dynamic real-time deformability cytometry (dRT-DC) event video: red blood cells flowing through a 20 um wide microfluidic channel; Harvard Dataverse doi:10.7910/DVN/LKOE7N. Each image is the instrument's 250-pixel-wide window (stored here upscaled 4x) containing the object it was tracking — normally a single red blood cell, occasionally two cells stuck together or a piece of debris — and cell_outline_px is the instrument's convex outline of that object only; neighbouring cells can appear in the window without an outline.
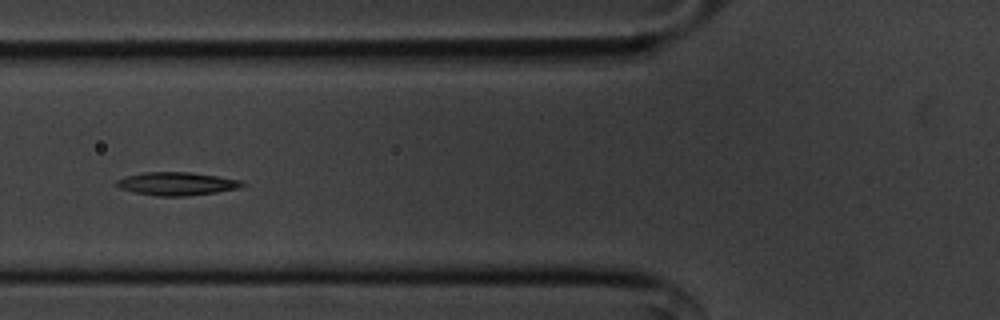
{"species": "common noctule bat (a hibernating species)", "species_latin": "Nyctalus noctula", "temperature_condition": "cold", "stored_images_in_passage": 55, "camera_frame_rate_fps": 3000, "um_per_image_px": 0.085, "animal": {"sex": "male", "body_mass_g": 20.1, "forearm_length_mm": 53.5}, "frame": {"image": 1, "passage_image": 20, "time_ms": 6.333, "image_size_px": [1000, 320], "cell_outline_px": [[248, 184], [240, 188], [216, 192], [184, 196], [156, 196], [136, 192], [120, 188], [116, 184], [116, 180], [124, 176], [144, 172], [192, 172], [244, 180]], "centroid_in_image_um": [15.09, 15.6], "position_along_channel_um": 110.7, "area_um2": 17.11}}
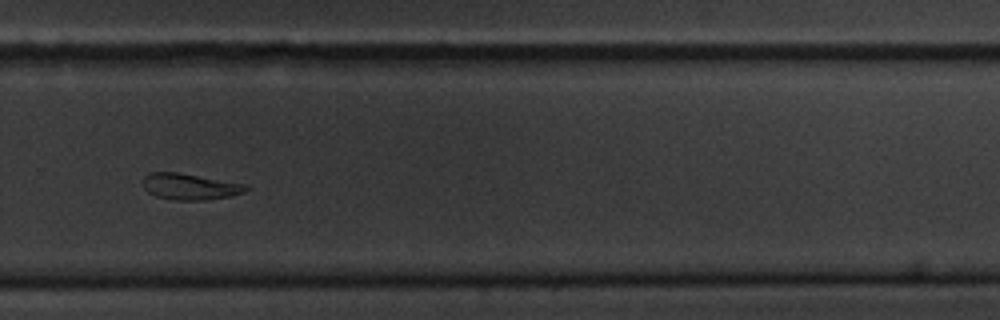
{"frame": {"image": 2, "passage_image": 37, "time_ms": 12.0, "image_size_px": [1000, 320], "cell_outline_px": [[248, 188], [244, 192], [232, 196], [204, 200], [176, 200], [156, 196], [148, 192], [144, 188], [144, 176], [148, 172], [176, 172], [244, 184]], "centroid_in_image_um": [16.11, 15.86], "position_along_channel_um": 313.7, "area_um2": 15.49}}
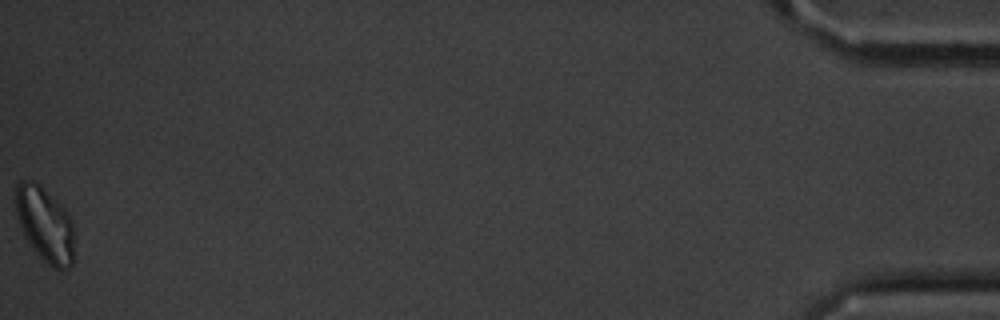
{"frame": {"image": 3, "passage_image": 55, "time_ms": 18.0, "image_size_px": [1000, 320], "cell_outline_px": [[72, 264], [68, 268], [56, 268], [48, 264], [40, 256], [24, 236], [16, 212], [16, 184], [20, 180], [36, 180], [64, 208], [72, 220]], "centroid_in_image_um": [3.8, 19.01], "position_along_channel_um": 431.4, "area_um2": 25.03}, "authors_computed_cell_mechanics": {"area_um2": 16.8198, "velocity_mm_per_s": 3.5828, "shape_relaxation_time_tau1_ms": 3.4967, "shape_relaxation_time_tau2_ms": null, "deformation_change_tau1": 0.133, "deformation_change_tau2": null}}